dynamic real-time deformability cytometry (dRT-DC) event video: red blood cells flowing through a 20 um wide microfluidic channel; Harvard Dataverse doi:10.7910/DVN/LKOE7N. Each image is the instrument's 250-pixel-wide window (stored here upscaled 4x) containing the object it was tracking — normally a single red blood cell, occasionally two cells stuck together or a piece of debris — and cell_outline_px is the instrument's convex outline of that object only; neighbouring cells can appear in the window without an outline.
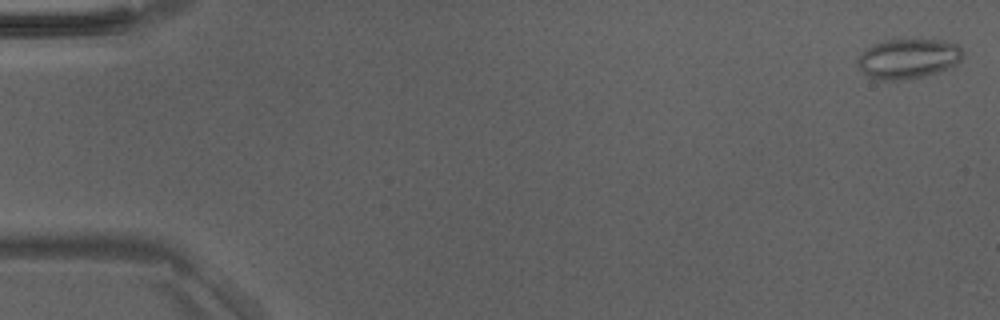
{"species": "Egyptian fruit bat (a non-hibernating species)", "species_latin": "Rousettus aegyptiacus", "temperature_condition": "room temperature", "stored_images_in_passage": 43, "camera_frame_rate_fps": 3000, "um_per_image_px": 0.085, "animal": {"sex": "male"}, "frame": {"image": 1, "passage_image": 1, "time_ms": 0.0, "image_size_px": [1000, 320], "cell_outline_px": [[964, 52], [960, 60], [956, 64], [948, 68], [936, 72], [920, 76], [896, 80], [876, 80], [868, 76], [856, 64], [856, 60], [860, 52], [864, 48], [872, 44], [884, 40], [956, 40]], "centroid_in_image_um": [77.18, 4.95], "position_along_channel_um": 7.8, "area_um2": 24.68}}
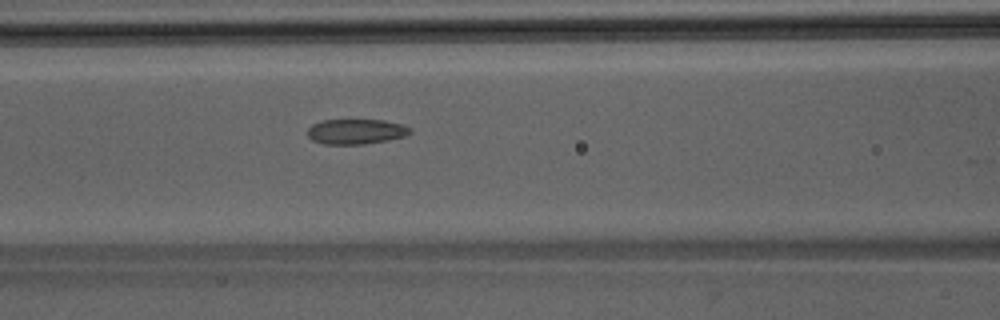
{"frame": {"image": 2, "passage_image": 21, "time_ms": 6.667, "image_size_px": [1000, 320], "cell_outline_px": [[412, 132], [404, 136], [388, 140], [364, 144], [324, 144], [312, 140], [308, 136], [308, 128], [312, 124], [324, 120], [384, 120], [400, 124], [412, 128]], "centroid_in_image_um": [30.26, 11.18], "position_along_channel_um": 136.3, "area_um2": 14.97}}
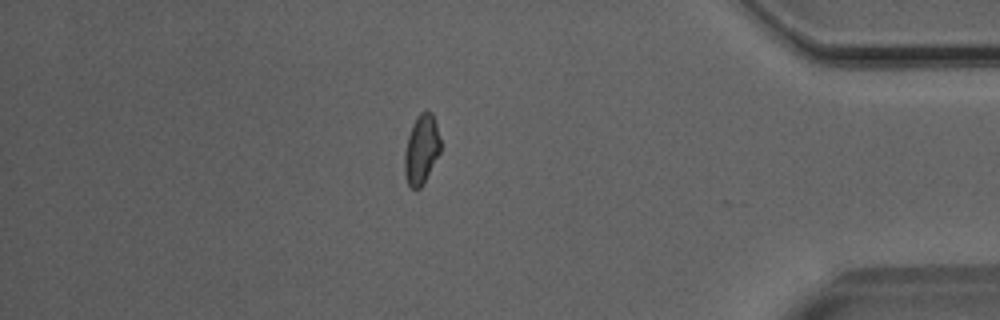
{"frame": {"image": 3, "passage_image": 42, "time_ms": 13.667, "image_size_px": [1000, 320], "cell_outline_px": [[440, 152], [420, 188], [412, 188], [408, 184], [404, 172], [404, 152], [408, 136], [412, 124], [416, 116], [420, 112], [432, 112], [436, 124], [440, 140]], "centroid_in_image_um": [35.8, 12.68], "position_along_channel_um": 399.4, "area_um2": 14.33}}